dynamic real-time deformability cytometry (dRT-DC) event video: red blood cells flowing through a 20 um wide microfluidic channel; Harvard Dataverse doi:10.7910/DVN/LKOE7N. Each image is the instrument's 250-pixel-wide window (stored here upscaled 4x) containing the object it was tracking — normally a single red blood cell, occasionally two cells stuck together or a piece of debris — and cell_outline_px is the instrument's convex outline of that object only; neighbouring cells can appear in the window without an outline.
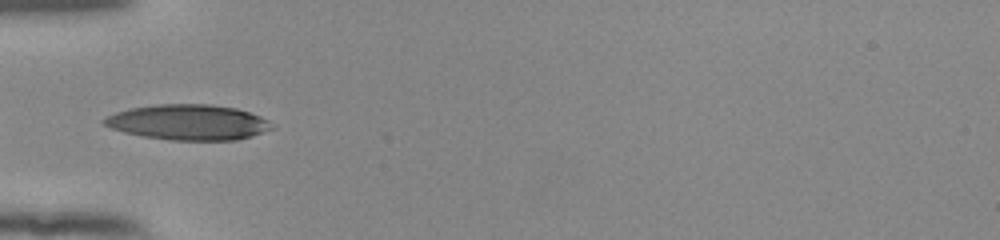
{"species": "human", "species_latin": "Homo sapiens", "temperature_condition": "room temperature", "stored_images_in_passage": 36, "camera_frame_rate_fps": 3000, "um_per_image_px": 0.085, "donor": {"sex": "female"}, "frame": {"image": 1, "passage_image": 1, "time_ms": 0.0, "image_size_px": [1000, 240], "cell_outline_px": [[276, 128], [252, 136], [236, 140], [172, 140], [144, 136], [124, 132], [112, 128], [104, 124], [100, 120], [116, 112], [132, 108], [160, 104], [208, 104], [236, 108], [260, 116], [268, 120]], "centroid_in_image_um": [16.04, 10.39], "position_along_channel_um": 69.0, "area_um2": 34.45}}
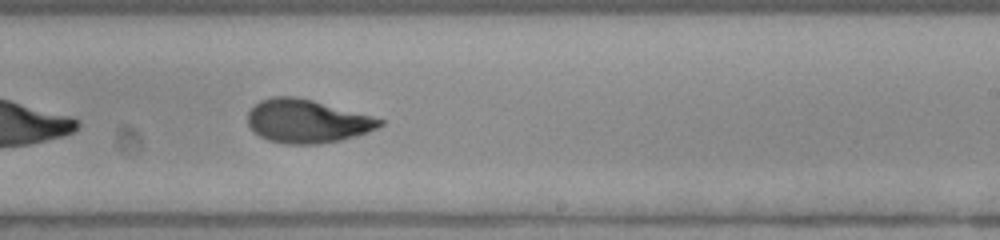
{"frame": {"image": 2, "passage_image": 16, "time_ms": 5.0, "image_size_px": [1000, 240], "cell_outline_px": [[384, 124], [368, 132], [340, 140], [316, 144], [284, 144], [268, 140], [260, 136], [248, 124], [248, 112], [260, 100], [272, 96], [296, 96], [312, 100], [372, 116], [384, 120]], "centroid_in_image_um": [26.09, 10.3], "position_along_channel_um": 262.9, "area_um2": 33.18}}
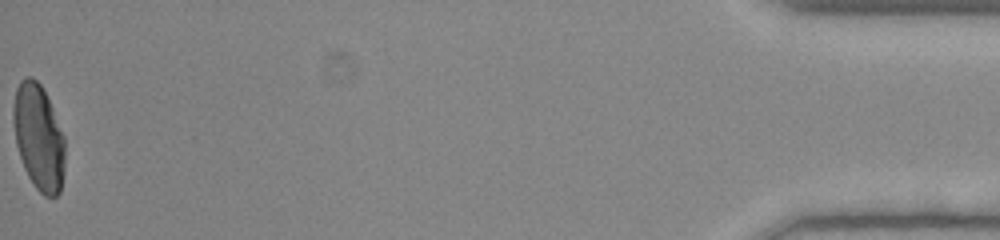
{"frame": {"image": 3, "passage_image": 36, "time_ms": 11.667, "image_size_px": [1000, 240], "cell_outline_px": [[64, 168], [60, 192], [56, 196], [44, 196], [36, 188], [28, 176], [24, 168], [16, 144], [12, 120], [12, 108], [16, 88], [20, 80], [24, 76], [32, 76], [40, 84], [52, 108], [64, 136]], "centroid_in_image_um": [3.26, 11.64], "position_along_channel_um": 431.9, "area_um2": 31.79}, "authors_computed_cell_mechanics": {"area_um2": 33.2928, "velocity_mm_per_s": 3.9086, "shape_relaxation_time_tau1_ms": 6.6109, "shape_relaxation_time_tau2_ms": 1.3515, "deformation_change_tau1": 0.2473, "deformation_change_tau2": 0.0695}}